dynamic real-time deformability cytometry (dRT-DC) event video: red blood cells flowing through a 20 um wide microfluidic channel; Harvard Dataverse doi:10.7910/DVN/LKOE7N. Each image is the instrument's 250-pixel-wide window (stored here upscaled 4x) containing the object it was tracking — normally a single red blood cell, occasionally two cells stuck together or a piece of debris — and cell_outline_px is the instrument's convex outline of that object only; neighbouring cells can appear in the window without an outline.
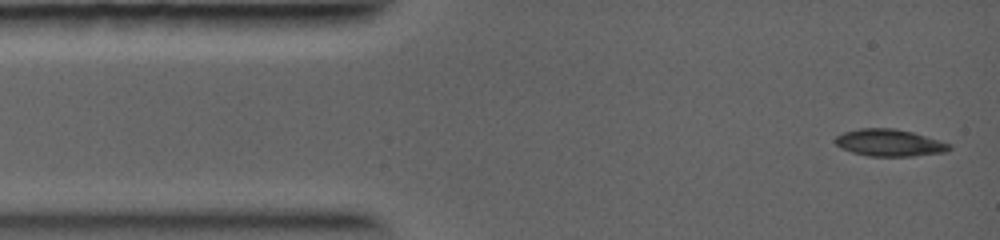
{"species": "common noctule bat (a hibernating species)", "species_latin": "Nyctalus noctula", "temperature_condition": "warm", "stored_images_in_passage": 4, "camera_frame_rate_fps": 5000, "um_per_image_px": 0.085, "animal": {"sex": "female", "body_mass_g": 19.0, "forearm_length_mm": 56.7}, "frame": {"image": 1, "passage_image": 1, "time_ms": 0.0, "image_size_px": [1000, 240], "cell_outline_px": [[952, 148], [948, 152], [912, 156], [868, 156], [852, 152], [840, 148], [832, 140], [836, 136], [844, 132], [860, 128], [892, 128], [912, 132], [940, 140], [952, 144]], "centroid_in_image_um": [75.61, 12.14], "position_along_channel_um": 9.4, "area_um2": 18.15}}
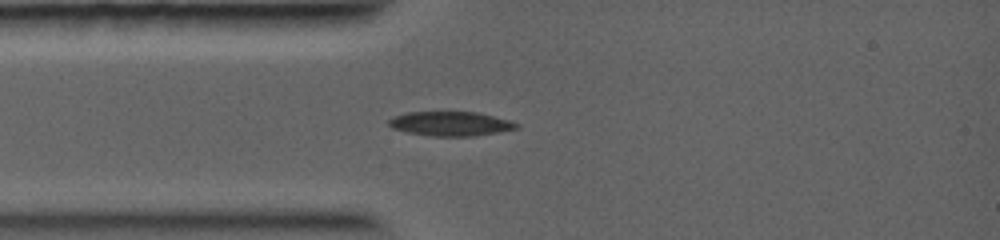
{"frame": {"image": 2, "passage_image": 4, "time_ms": 2.2, "image_size_px": [1000, 240], "cell_outline_px": [[520, 128], [476, 136], [432, 136], [408, 132], [392, 128], [388, 124], [388, 120], [392, 116], [408, 112], [476, 112], [508, 120], [520, 124]], "centroid_in_image_um": [38.29, 10.52], "position_along_channel_um": 46.7, "area_um2": 18.09}}